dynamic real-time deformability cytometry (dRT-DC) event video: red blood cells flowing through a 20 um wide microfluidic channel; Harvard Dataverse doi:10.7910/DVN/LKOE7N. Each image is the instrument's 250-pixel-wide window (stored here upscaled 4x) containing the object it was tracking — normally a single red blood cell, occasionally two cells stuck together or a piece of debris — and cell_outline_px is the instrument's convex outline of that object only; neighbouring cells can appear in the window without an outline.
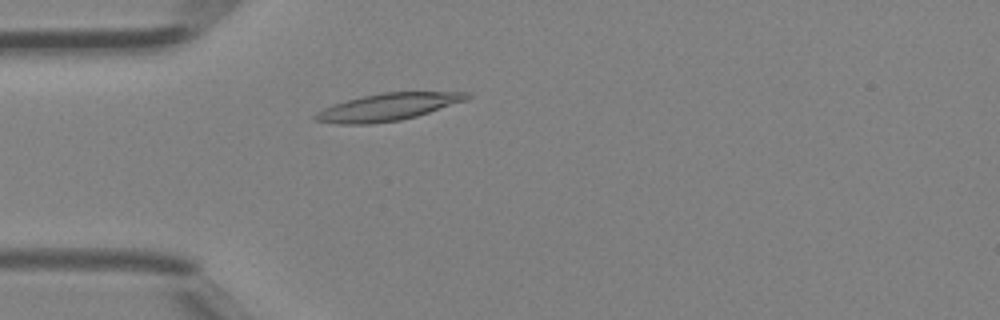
{"species": "Egyptian fruit bat (a non-hibernating species)", "species_latin": "Rousettus aegyptiacus", "temperature_condition": "room temperature", "stored_images_in_passage": 38, "camera_frame_rate_fps": 3000, "um_per_image_px": 0.085, "animal": {"sex": "female"}, "frame": {"image": 1, "passage_image": 8, "time_ms": 2.333, "image_size_px": [1000, 320], "cell_outline_px": [[472, 96], [468, 100], [416, 116], [400, 120], [372, 124], [336, 124], [312, 120], [312, 116], [316, 112], [332, 104], [344, 100], [384, 92], [468, 92]], "centroid_in_image_um": [32.93, 9.1], "position_along_channel_um": 52.1, "area_um2": 24.22}}
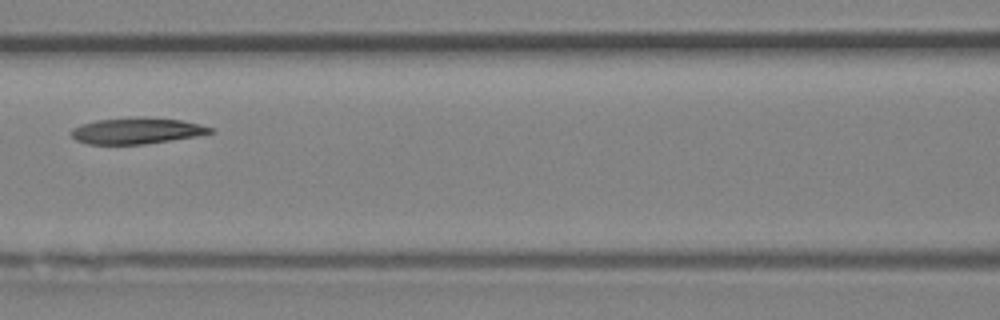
{"frame": {"image": 2, "passage_image": 15, "time_ms": 4.667, "image_size_px": [1000, 320], "cell_outline_px": [[216, 132], [196, 136], [144, 144], [88, 144], [76, 140], [72, 136], [72, 128], [80, 124], [96, 120], [140, 116], [144, 116], [180, 120], [200, 124], [216, 128]], "centroid_in_image_um": [11.65, 11.1], "position_along_channel_um": 154.9, "area_um2": 21.39}}
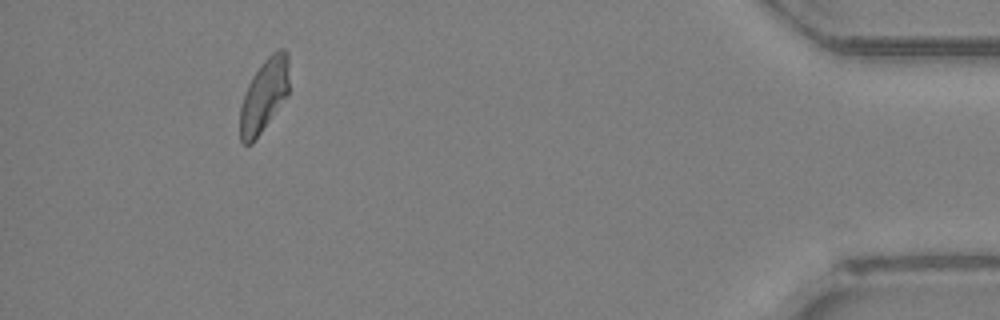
{"frame": {"image": 3, "passage_image": 35, "time_ms": 11.333, "image_size_px": [1000, 320], "cell_outline_px": [[288, 96], [252, 144], [244, 144], [240, 140], [240, 108], [248, 84], [252, 76], [264, 60], [272, 52], [280, 48], [284, 48], [288, 52]], "centroid_in_image_um": [22.45, 8.1], "position_along_channel_um": 412.7, "area_um2": 20.92}}